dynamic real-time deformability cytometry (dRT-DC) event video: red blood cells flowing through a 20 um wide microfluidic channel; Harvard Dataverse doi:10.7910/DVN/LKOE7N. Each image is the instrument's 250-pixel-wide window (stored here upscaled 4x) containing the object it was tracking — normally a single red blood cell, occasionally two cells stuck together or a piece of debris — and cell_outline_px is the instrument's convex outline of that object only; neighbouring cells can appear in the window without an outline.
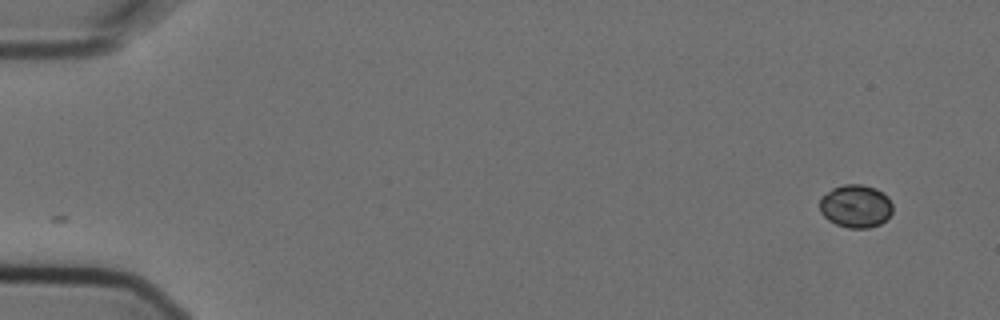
{"species": "Egyptian fruit bat (a non-hibernating species)", "species_latin": "Rousettus aegyptiacus", "temperature_condition": "cold", "stored_images_in_passage": 2, "camera_frame_rate_fps": 3000, "um_per_image_px": 0.085, "animal": {"sex": "female"}, "frame": {"image": 1, "passage_image": 2, "time_ms": 0.333, "image_size_px": [1000, 320], "cell_outline_px": [[892, 212], [880, 224], [868, 228], [848, 228], [836, 224], [828, 220], [820, 212], [820, 196], [832, 188], [844, 184], [860, 184], [876, 188], [888, 196], [892, 204]], "centroid_in_image_um": [72.72, 17.51], "position_along_channel_um": 12.3, "area_um2": 18.38}}